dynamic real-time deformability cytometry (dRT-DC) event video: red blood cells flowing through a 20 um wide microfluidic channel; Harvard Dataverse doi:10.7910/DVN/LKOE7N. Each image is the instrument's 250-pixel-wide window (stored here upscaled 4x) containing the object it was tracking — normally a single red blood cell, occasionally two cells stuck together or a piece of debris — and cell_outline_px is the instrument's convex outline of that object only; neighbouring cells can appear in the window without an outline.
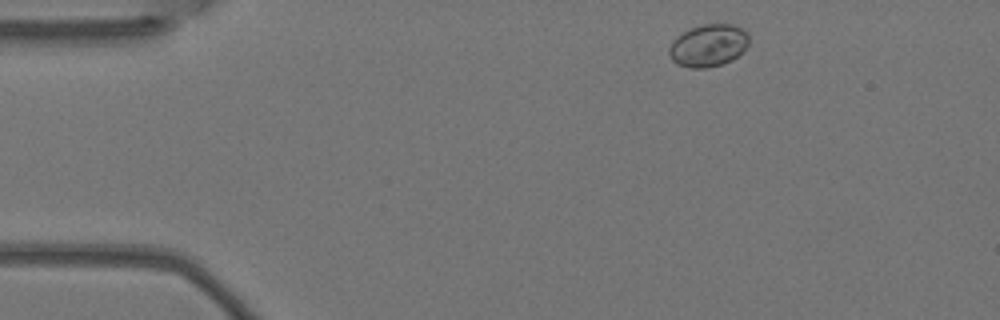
{"species": "Egyptian fruit bat (a non-hibernating species)", "species_latin": "Rousettus aegyptiacus", "temperature_condition": "warm", "stored_images_in_passage": 3, "camera_frame_rate_fps": 3000, "um_per_image_px": 0.085, "animal": {"sex": "female"}, "frame": {"image": 1, "passage_image": 1, "time_ms": 0.0, "image_size_px": [1000, 320], "cell_outline_px": [[748, 44], [744, 52], [732, 60], [724, 64], [708, 68], [688, 68], [676, 64], [668, 56], [668, 48], [672, 40], [676, 36], [692, 28], [704, 24], [732, 24], [740, 28], [748, 36]], "centroid_in_image_um": [60.18, 3.9], "position_along_channel_um": 24.8, "area_um2": 19.94}}